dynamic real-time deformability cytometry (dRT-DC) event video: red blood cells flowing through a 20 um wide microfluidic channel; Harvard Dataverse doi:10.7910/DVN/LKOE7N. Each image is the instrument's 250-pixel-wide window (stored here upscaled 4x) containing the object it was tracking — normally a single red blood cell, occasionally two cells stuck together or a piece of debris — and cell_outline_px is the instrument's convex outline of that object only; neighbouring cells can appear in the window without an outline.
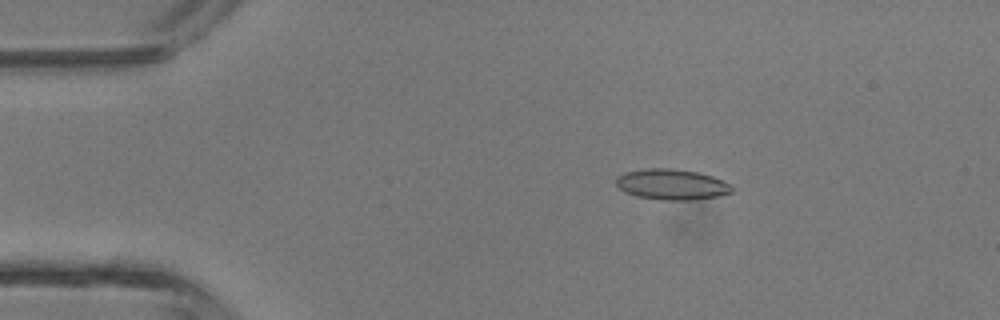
{"species": "common noctule bat (a hibernating species)", "species_latin": "Nyctalus noctula", "temperature_condition": "room temperature", "stored_images_in_passage": 4, "camera_frame_rate_fps": 3000, "um_per_image_px": 0.085, "animal": {"sex": "male", "body_mass_g": 13.3}, "frame": {"image": 1, "passage_image": 2, "time_ms": 2.333, "image_size_px": [1000, 320], "cell_outline_px": [[732, 192], [716, 196], [692, 200], [660, 200], [636, 196], [624, 192], [616, 184], [616, 176], [624, 172], [644, 168], [668, 168], [700, 172], [712, 176], [732, 184]], "centroid_in_image_um": [57.07, 15.67], "position_along_channel_um": 27.9, "area_um2": 20.87}}
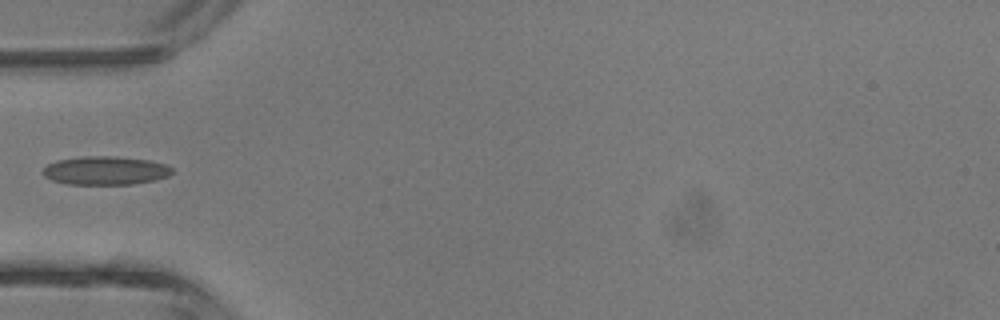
{"frame": {"image": 2, "passage_image": 4, "time_ms": 4.667, "image_size_px": [1000, 320], "cell_outline_px": [[172, 172], [168, 176], [156, 180], [132, 184], [68, 184], [52, 180], [44, 176], [44, 168], [48, 164], [56, 160], [84, 156], [116, 156], [148, 160], [164, 164], [172, 168]], "centroid_in_image_um": [8.96, 14.49], "position_along_channel_um": 76.0, "area_um2": 21.39}}